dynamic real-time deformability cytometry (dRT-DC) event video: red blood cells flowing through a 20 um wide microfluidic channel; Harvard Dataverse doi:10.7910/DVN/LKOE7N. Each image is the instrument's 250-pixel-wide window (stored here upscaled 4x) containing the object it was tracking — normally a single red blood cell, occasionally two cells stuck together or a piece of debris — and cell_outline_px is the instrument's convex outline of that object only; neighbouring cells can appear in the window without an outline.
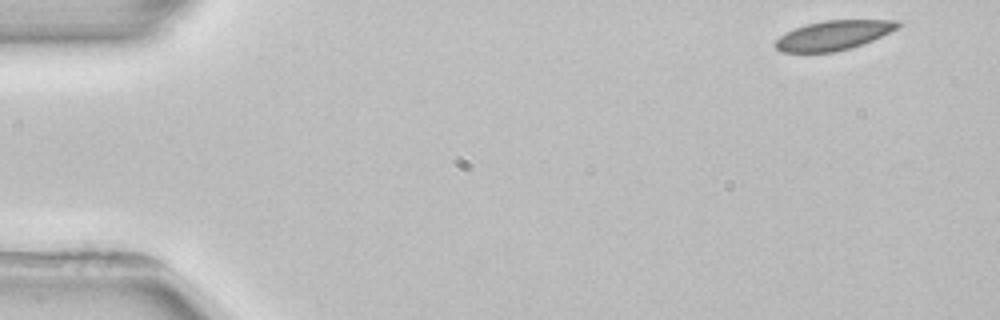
{"species": "common noctule bat (a hibernating species)", "species_latin": "Nyctalus noctula", "temperature_condition": "room temperature", "stored_images_in_passage": 4, "camera_frame_rate_fps": 3000, "um_per_image_px": 0.085, "animal": {"sex": "female", "body_mass_g": 22.7, "forearm_length_mm": 54.2}, "frame": {"image": 1, "passage_image": 1, "time_ms": 0.0, "image_size_px": [1000, 320], "cell_outline_px": [[900, 24], [896, 28], [872, 40], [848, 48], [832, 52], [780, 52], [772, 44], [780, 36], [796, 28], [808, 24], [824, 20], [900, 20]], "centroid_in_image_um": [70.8, 3.0], "position_along_channel_um": 14.2, "area_um2": 20.58}}
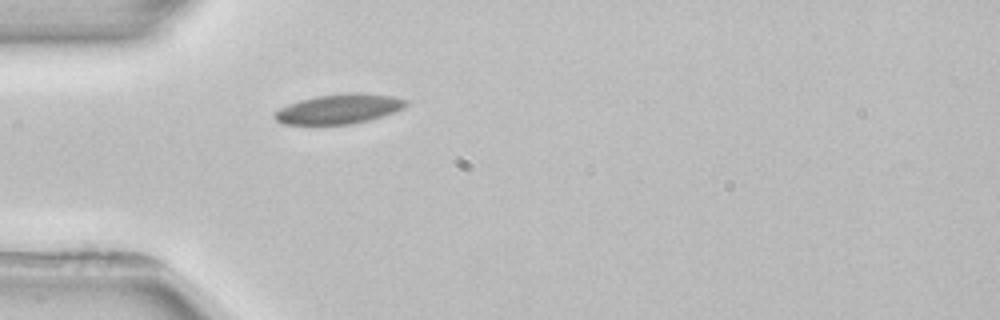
{"frame": {"image": 2, "passage_image": 4, "time_ms": 4.0, "image_size_px": [1000, 320], "cell_outline_px": [[408, 104], [404, 108], [384, 116], [352, 124], [280, 124], [272, 116], [272, 112], [288, 104], [300, 100], [316, 96], [348, 92], [360, 92], [396, 96], [408, 100]], "centroid_in_image_um": [28.83, 9.25], "position_along_channel_um": 56.2, "area_um2": 23.12}}